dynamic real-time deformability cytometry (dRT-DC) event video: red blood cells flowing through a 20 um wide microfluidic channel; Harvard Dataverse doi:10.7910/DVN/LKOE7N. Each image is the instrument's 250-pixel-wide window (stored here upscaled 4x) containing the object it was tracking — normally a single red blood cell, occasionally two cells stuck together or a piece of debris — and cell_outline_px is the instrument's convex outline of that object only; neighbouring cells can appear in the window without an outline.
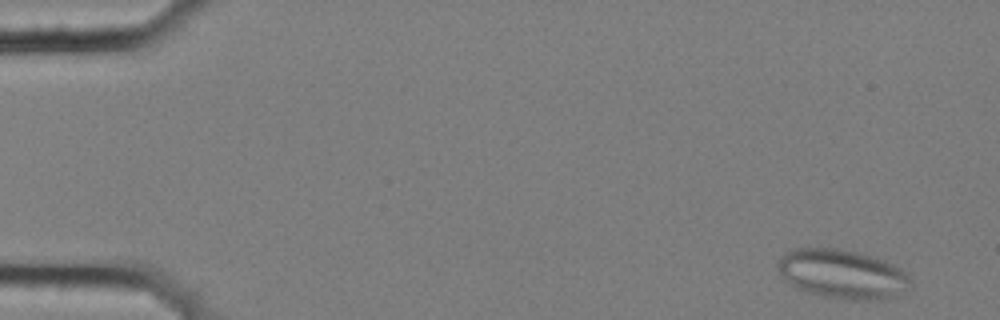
{"species": "common noctule bat (a hibernating species)", "species_latin": "Nyctalus noctula", "temperature_condition": "cold", "stored_images_in_passage": 5, "camera_frame_rate_fps": 3000, "um_per_image_px": 0.085, "animal": {"sex": "female", "body_mass_g": 25.1}, "frame": {"image": 1, "passage_image": 1, "time_ms": 0.0, "image_size_px": [1000, 320], "cell_outline_px": [[912, 288], [888, 300], [844, 300], [820, 296], [796, 288], [788, 284], [784, 280], [776, 268], [776, 264], [784, 252], [796, 248], [836, 248], [856, 252], [884, 260], [908, 272], [912, 280]], "centroid_in_image_um": [71.62, 23.32], "position_along_channel_um": 13.4, "area_um2": 38.9}}
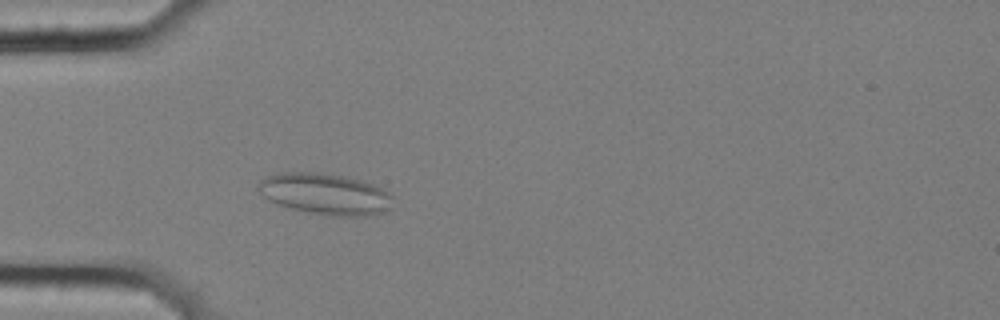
{"frame": {"image": 2, "passage_image": 5, "time_ms": 1.333, "image_size_px": [1000, 320], "cell_outline_px": [[392, 208], [388, 212], [368, 216], [324, 216], [288, 208], [276, 204], [264, 196], [256, 188], [260, 180], [268, 176], [280, 172], [320, 172], [344, 176], [360, 180], [372, 184], [388, 192], [392, 196]], "centroid_in_image_um": [27.65, 16.51], "position_along_channel_um": 57.3, "area_um2": 32.83}}